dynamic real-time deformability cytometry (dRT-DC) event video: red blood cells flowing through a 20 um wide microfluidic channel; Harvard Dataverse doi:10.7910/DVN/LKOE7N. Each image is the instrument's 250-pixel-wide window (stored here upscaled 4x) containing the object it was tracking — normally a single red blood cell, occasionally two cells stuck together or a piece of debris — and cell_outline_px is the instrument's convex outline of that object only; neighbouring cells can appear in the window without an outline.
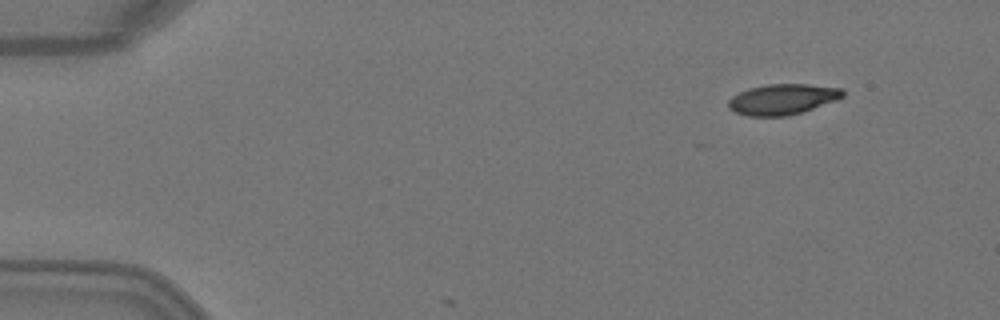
{"species": "Egyptian fruit bat (a non-hibernating species)", "species_latin": "Rousettus aegyptiacus", "temperature_condition": "warm", "stored_images_in_passage": 3, "camera_frame_rate_fps": 3000, "um_per_image_px": 0.085, "animal": {"sex": "female"}, "frame": {"image": 1, "passage_image": 1, "time_ms": 0.0, "image_size_px": [1000, 320], "cell_outline_px": [[844, 96], [836, 100], [788, 116], [748, 116], [736, 112], [728, 108], [728, 100], [732, 96], [748, 88], [768, 84], [808, 84], [844, 88]], "centroid_in_image_um": [66.51, 8.43], "position_along_channel_um": 18.5, "area_um2": 20.35}}
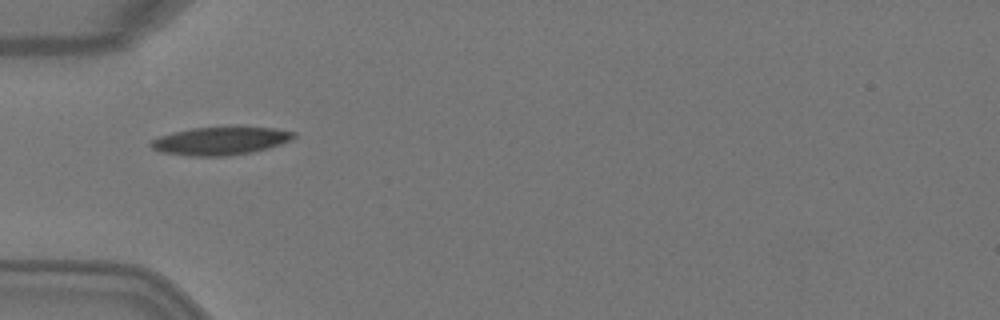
{"frame": {"image": 2, "passage_image": 3, "time_ms": 0.667, "image_size_px": [1000, 320], "cell_outline_px": [[296, 136], [292, 140], [268, 148], [252, 152], [224, 156], [188, 156], [160, 152], [152, 148], [148, 144], [152, 140], [160, 136], [172, 132], [192, 128], [236, 124], [276, 128], [296, 132]], "centroid_in_image_um": [18.78, 11.93], "position_along_channel_um": 66.2, "area_um2": 24.33}}